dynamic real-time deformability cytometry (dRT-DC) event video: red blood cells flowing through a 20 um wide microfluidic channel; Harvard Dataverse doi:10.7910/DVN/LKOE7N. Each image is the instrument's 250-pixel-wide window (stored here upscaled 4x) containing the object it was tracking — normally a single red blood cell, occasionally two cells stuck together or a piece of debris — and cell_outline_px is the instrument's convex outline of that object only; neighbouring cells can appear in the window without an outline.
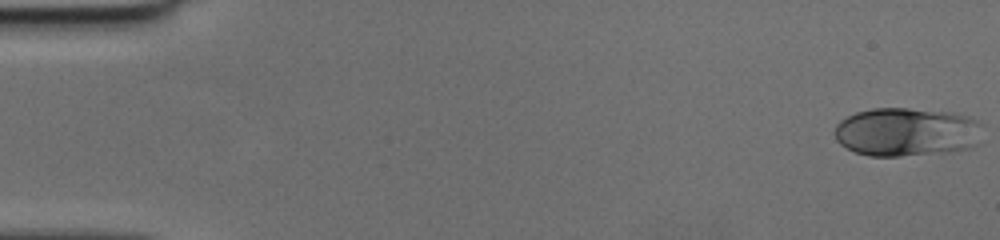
{"species": "human", "species_latin": "Homo sapiens", "temperature_condition": "cold", "stored_images_in_passage": 50, "camera_frame_rate_fps": 3000, "um_per_image_px": 0.085, "donor": {"sex": "female"}, "frame": {"image": 1, "passage_image": 1, "time_ms": 0.0, "image_size_px": [1000, 240], "cell_outline_px": [[968, 120], [964, 148], [896, 156], [872, 156], [856, 152], [840, 144], [836, 140], [836, 128], [848, 116], [856, 112], [872, 108], [908, 108], [948, 112], [964, 116]], "centroid_in_image_um": [76.66, 11.19], "position_along_channel_um": 8.3, "area_um2": 38.26}}
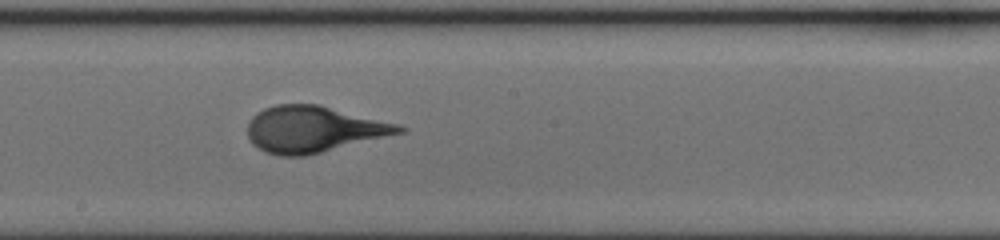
{"frame": {"image": 2, "passage_image": 28, "time_ms": 9.0, "image_size_px": [1000, 240], "cell_outline_px": [[408, 128], [404, 132], [304, 156], [280, 156], [264, 152], [252, 144], [248, 136], [248, 124], [252, 116], [256, 112], [264, 108], [276, 104], [320, 104], [396, 124]], "centroid_in_image_um": [26.6, 10.98], "position_along_channel_um": 221.6, "area_um2": 40.63}}
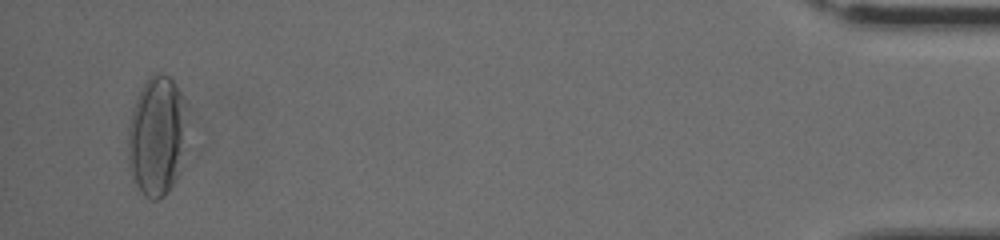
{"frame": {"image": 3, "passage_image": 48, "time_ms": 15.667, "image_size_px": [1000, 240], "cell_outline_px": [[184, 148], [176, 176], [172, 184], [164, 196], [156, 200], [152, 200], [144, 196], [132, 180], [128, 164], [128, 140], [132, 112], [136, 100], [148, 76], [156, 72], [160, 72], [168, 76], [176, 84], [180, 92], [184, 120]], "centroid_in_image_um": [13.28, 11.59], "position_along_channel_um": 421.9, "area_um2": 40.29}}